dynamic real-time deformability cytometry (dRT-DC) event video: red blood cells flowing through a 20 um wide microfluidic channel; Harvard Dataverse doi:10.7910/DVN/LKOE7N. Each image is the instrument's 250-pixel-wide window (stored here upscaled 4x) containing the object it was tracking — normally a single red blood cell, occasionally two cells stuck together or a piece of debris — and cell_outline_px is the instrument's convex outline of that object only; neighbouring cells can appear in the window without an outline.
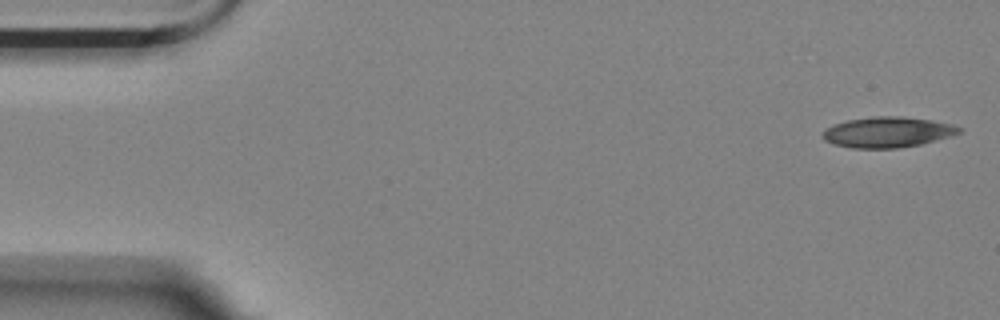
{"species": "Egyptian fruit bat (a non-hibernating species)", "species_latin": "Rousettus aegyptiacus", "temperature_condition": "room temperature", "stored_images_in_passage": 4, "camera_frame_rate_fps": 3000, "um_per_image_px": 0.085, "animal": {"sex": "female"}, "frame": {"image": 1, "passage_image": 1, "time_ms": 0.0, "image_size_px": [1000, 320], "cell_outline_px": [[964, 128], [960, 132], [948, 136], [920, 144], [896, 148], [852, 148], [832, 144], [824, 140], [820, 136], [824, 128], [832, 124], [848, 120], [872, 116], [900, 116], [932, 120], [952, 124]], "centroid_in_image_um": [75.37, 11.22], "position_along_channel_um": 9.6, "area_um2": 24.39}}